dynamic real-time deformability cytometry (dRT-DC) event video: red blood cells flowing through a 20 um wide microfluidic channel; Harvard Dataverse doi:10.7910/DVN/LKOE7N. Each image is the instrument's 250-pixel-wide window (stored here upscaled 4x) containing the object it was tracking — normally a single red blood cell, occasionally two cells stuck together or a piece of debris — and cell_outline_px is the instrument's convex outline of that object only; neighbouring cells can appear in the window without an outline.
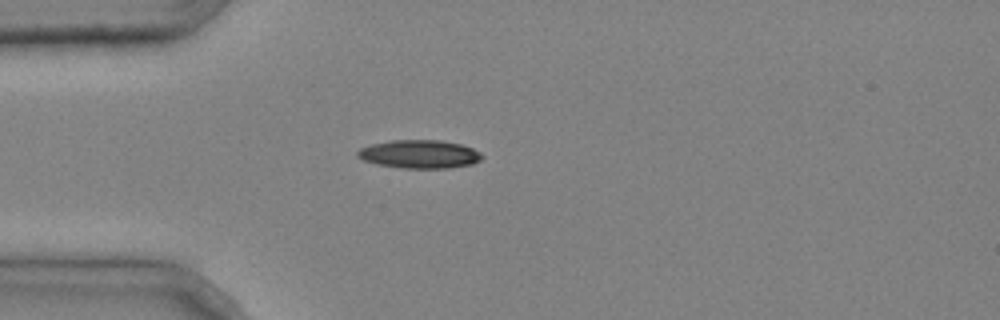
{"species": "common noctule bat (a hibernating species)", "species_latin": "Nyctalus noctula", "temperature_condition": "cold", "stored_images_in_passage": 1, "camera_frame_rate_fps": 3000, "um_per_image_px": 0.085, "animal": {"sex": "male", "body_mass_g": 20.4}, "frame": {"image": 1, "passage_image": 1, "time_ms": 0.0, "image_size_px": [1000, 320], "cell_outline_px": [[484, 156], [480, 160], [472, 164], [448, 168], [404, 168], [376, 164], [364, 160], [356, 156], [356, 152], [360, 148], [372, 144], [392, 140], [440, 140], [460, 144], [472, 148], [480, 152]], "centroid_in_image_um": [35.66, 13.1], "position_along_channel_um": 49.3, "area_um2": 20.52}}